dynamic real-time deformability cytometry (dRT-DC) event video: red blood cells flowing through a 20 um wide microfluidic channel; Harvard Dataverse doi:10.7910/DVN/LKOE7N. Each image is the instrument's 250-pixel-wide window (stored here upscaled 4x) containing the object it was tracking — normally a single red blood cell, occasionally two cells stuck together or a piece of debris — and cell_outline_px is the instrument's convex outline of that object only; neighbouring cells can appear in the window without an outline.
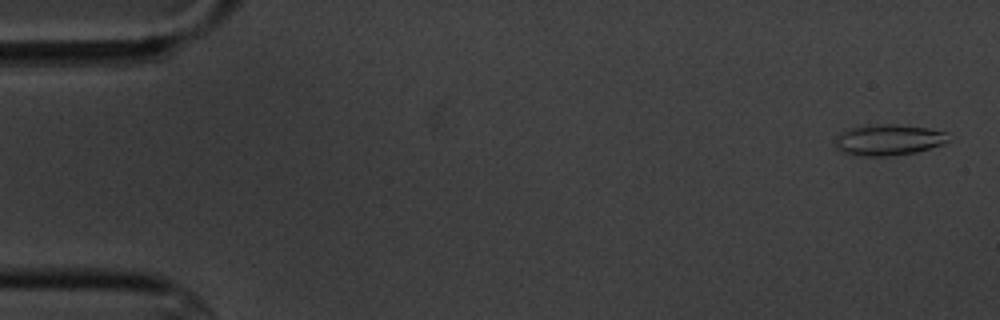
{"species": "common noctule bat (a hibernating species)", "species_latin": "Nyctalus noctula", "temperature_condition": "cold", "stored_images_in_passage": 7, "camera_frame_rate_fps": 3000, "um_per_image_px": 0.085, "animal": {"sex": "male", "body_mass_g": 20.1, "forearm_length_mm": 53.5}, "frame": {"image": 1, "passage_image": 1, "time_ms": 0.0, "image_size_px": [1000, 320], "cell_outline_px": [[948, 140], [940, 144], [916, 152], [892, 156], [856, 156], [840, 152], [836, 148], [832, 140], [844, 128], [880, 124], [896, 124], [928, 128], [944, 132]], "centroid_in_image_um": [75.37, 11.89], "position_along_channel_um": 9.6, "area_um2": 20.63}}
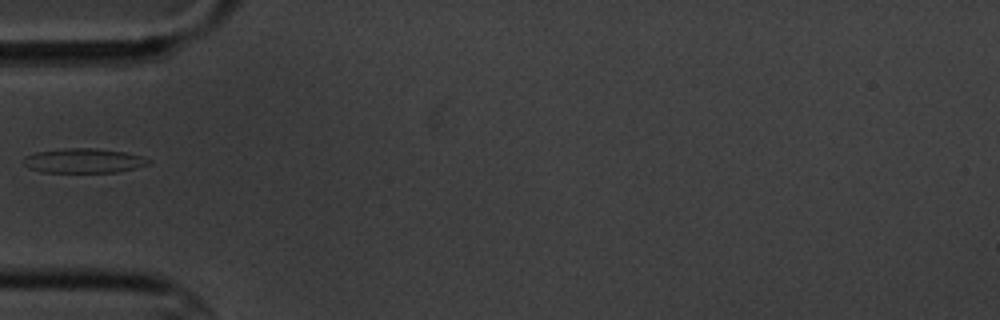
{"frame": {"image": 2, "passage_image": 5, "time_ms": 5.667, "image_size_px": [1000, 320], "cell_outline_px": [[152, 160], [148, 164], [136, 168], [116, 172], [44, 172], [28, 168], [24, 164], [24, 156], [36, 152], [64, 148], [96, 148], [124, 152], [144, 156]], "centroid_in_image_um": [7.13, 13.65], "position_along_channel_um": 77.9, "area_um2": 17.92}}
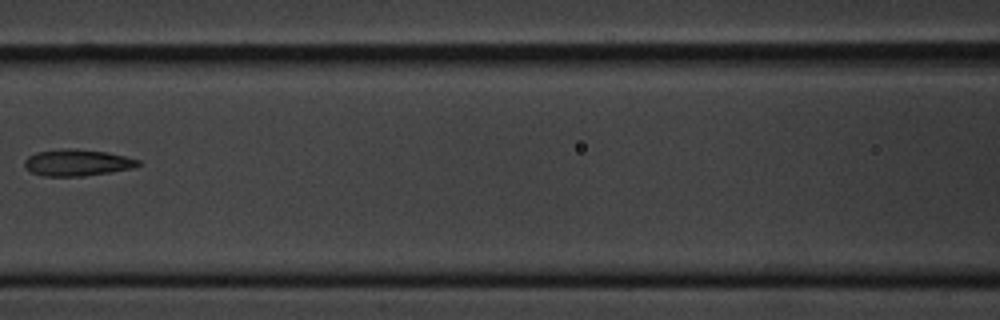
{"frame": {"image": 3, "passage_image": 7, "time_ms": 8.0, "image_size_px": [1000, 320], "cell_outline_px": [[140, 164], [132, 168], [84, 176], [44, 176], [32, 172], [24, 168], [24, 160], [28, 156], [36, 152], [64, 148], [76, 148], [108, 152], [140, 160]], "centroid_in_image_um": [6.52, 13.81], "position_along_channel_um": 160.1, "area_um2": 17.63}}